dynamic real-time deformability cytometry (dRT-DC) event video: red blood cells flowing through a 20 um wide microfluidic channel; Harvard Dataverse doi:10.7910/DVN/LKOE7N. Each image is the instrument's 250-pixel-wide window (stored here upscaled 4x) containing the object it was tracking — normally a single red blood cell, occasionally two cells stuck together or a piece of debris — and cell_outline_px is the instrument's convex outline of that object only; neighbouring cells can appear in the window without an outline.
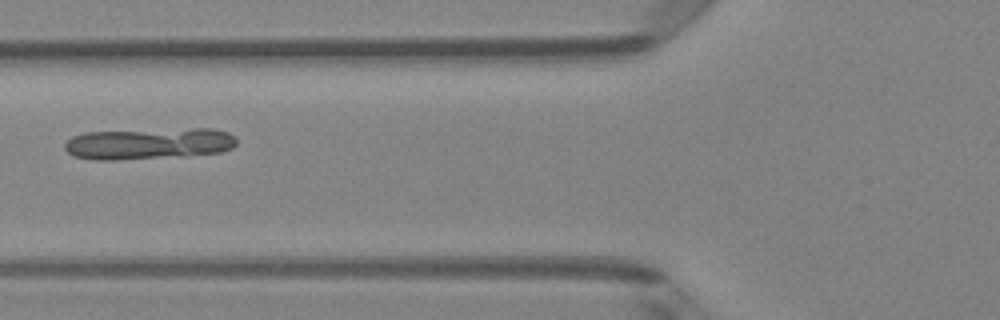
{"species": "Egyptian fruit bat (a non-hibernating species)", "species_latin": "Rousettus aegyptiacus", "temperature_condition": "room temperature", "stored_images_in_passage": 5, "camera_frame_rate_fps": 3000, "um_per_image_px": 0.085, "animal": {"sex": "female"}, "frame": {"image": 1, "passage_image": 5, "time_ms": 1.333, "image_size_px": [1000, 320], "cell_outline_px": [[236, 144], [232, 148], [220, 152], [184, 156], [116, 160], [92, 160], [72, 156], [64, 148], [64, 144], [72, 136], [84, 132], [192, 128], [212, 128], [228, 132], [236, 136]], "centroid_in_image_um": [12.64, 12.21], "position_along_channel_um": 113.2, "area_um2": 31.85}}